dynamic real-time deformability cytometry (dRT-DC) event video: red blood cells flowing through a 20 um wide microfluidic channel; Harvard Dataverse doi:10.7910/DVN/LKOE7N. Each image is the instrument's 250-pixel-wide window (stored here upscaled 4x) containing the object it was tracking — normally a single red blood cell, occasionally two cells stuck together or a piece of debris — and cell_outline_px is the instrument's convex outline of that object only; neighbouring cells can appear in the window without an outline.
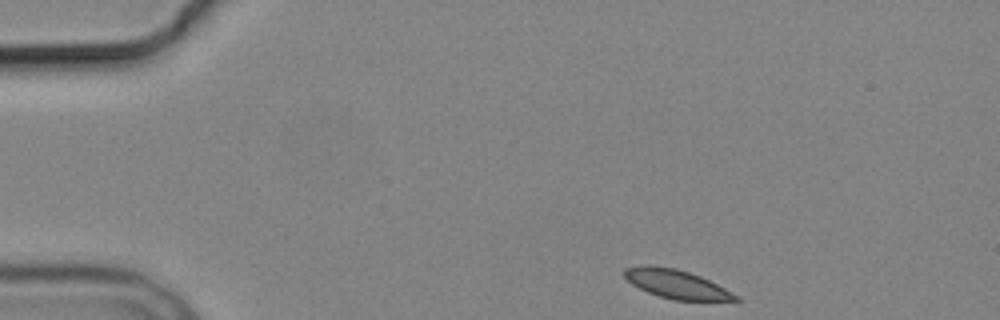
{"species": "common noctule bat (a hibernating species)", "species_latin": "Nyctalus noctula", "temperature_condition": "cold", "stored_images_in_passage": 3, "camera_frame_rate_fps": 3000, "um_per_image_px": 0.085, "animal": {"sex": "male", "body_mass_g": 19.2, "forearm_length_mm": 51.8}, "frame": {"image": 1, "passage_image": 1, "time_ms": 0.0, "image_size_px": [1000, 320], "cell_outline_px": [[740, 300], [672, 300], [648, 292], [632, 284], [624, 276], [624, 268], [644, 264], [676, 268], [700, 276], [740, 296]], "centroid_in_image_um": [57.47, 24.13], "position_along_channel_um": 27.5, "area_um2": 18.44}}